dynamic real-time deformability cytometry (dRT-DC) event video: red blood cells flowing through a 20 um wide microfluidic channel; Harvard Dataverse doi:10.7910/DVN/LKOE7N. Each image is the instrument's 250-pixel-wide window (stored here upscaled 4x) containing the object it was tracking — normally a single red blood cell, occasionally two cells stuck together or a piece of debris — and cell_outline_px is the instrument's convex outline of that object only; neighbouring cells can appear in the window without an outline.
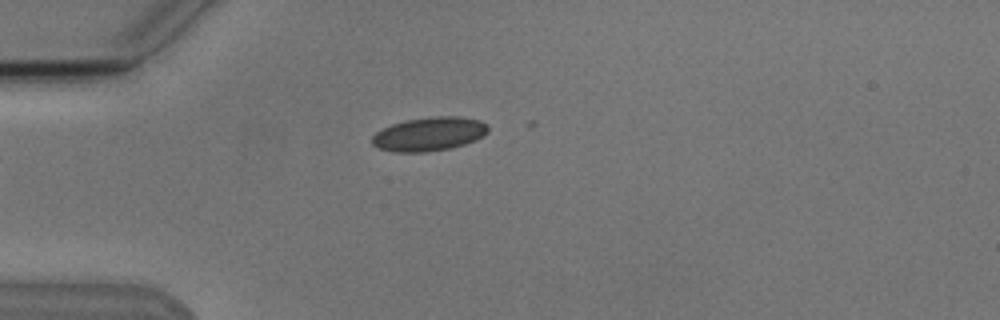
{"species": "Egyptian fruit bat (a non-hibernating species)", "species_latin": "Rousettus aegyptiacus", "temperature_condition": "cold", "stored_images_in_passage": 4, "camera_frame_rate_fps": 3000, "um_per_image_px": 0.085, "animal": {"sex": "male"}, "frame": {"image": 1, "passage_image": 4, "time_ms": 4.333, "image_size_px": [1000, 320], "cell_outline_px": [[488, 132], [484, 136], [476, 140], [452, 148], [424, 152], [392, 152], [376, 148], [372, 144], [372, 136], [376, 132], [392, 124], [408, 120], [436, 116], [460, 116], [480, 120], [488, 124]], "centroid_in_image_um": [36.5, 11.4], "position_along_channel_um": 48.5, "area_um2": 23.0}}